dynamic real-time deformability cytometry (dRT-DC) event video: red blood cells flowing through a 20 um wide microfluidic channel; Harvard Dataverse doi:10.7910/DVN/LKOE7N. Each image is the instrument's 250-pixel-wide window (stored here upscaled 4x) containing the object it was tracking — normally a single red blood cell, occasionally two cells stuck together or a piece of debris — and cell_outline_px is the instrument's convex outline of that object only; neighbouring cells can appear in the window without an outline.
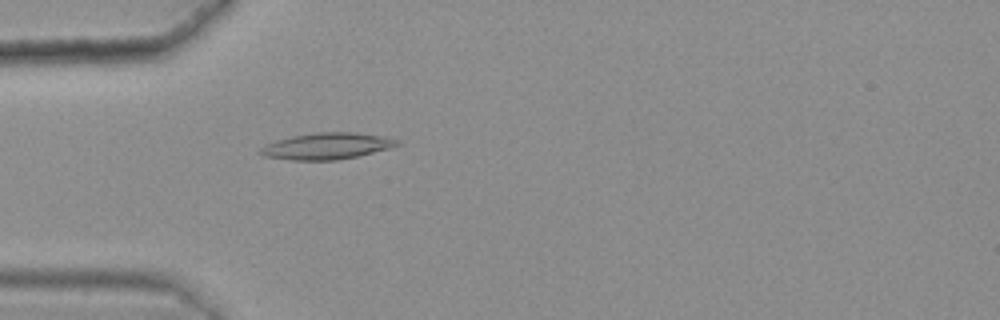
{"species": "common noctule bat (a hibernating species)", "species_latin": "Nyctalus noctula", "temperature_condition": "warm", "stored_images_in_passage": 39, "camera_frame_rate_fps": 3000, "um_per_image_px": 0.085, "animal": {"sex": "female", "body_mass_g": 25.1}, "frame": {"image": 1, "passage_image": 6, "time_ms": 1.667, "image_size_px": [1000, 320], "cell_outline_px": [[400, 144], [388, 148], [356, 156], [336, 160], [292, 160], [264, 156], [256, 152], [260, 148], [276, 140], [292, 136], [316, 132], [356, 132], [380, 136], [400, 140]], "centroid_in_image_um": [27.74, 12.41], "position_along_channel_um": 57.3, "area_um2": 20.87}}
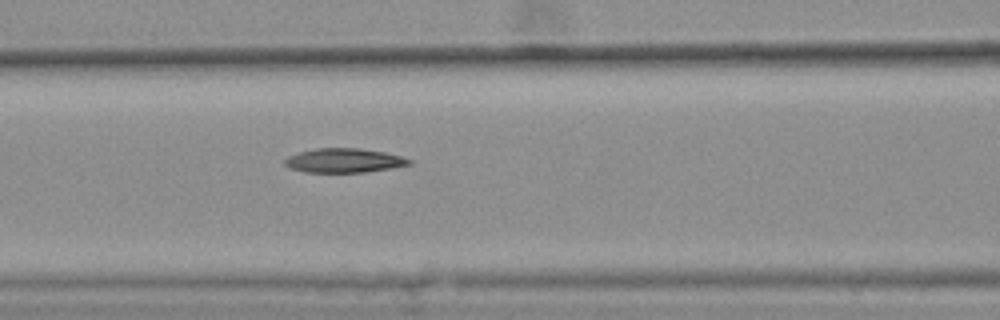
{"frame": {"image": 2, "passage_image": 13, "time_ms": 4.0, "image_size_px": [1000, 320], "cell_outline_px": [[412, 164], [392, 168], [364, 172], [304, 172], [292, 168], [284, 164], [284, 160], [288, 156], [300, 152], [316, 148], [360, 148], [384, 152], [400, 156], [412, 160]], "centroid_in_image_um": [29.25, 13.64], "position_along_channel_um": 137.3, "area_um2": 17.46}}
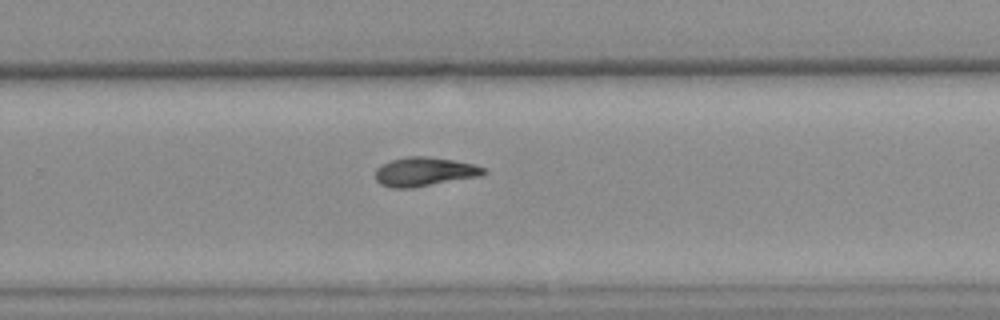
{"frame": {"image": 3, "passage_image": 26, "time_ms": 8.333, "image_size_px": [1000, 320], "cell_outline_px": [[488, 172], [480, 176], [412, 188], [392, 188], [380, 184], [376, 180], [376, 168], [380, 164], [392, 160], [408, 156], [424, 156], [452, 160], [476, 164], [484, 168]], "centroid_in_image_um": [36.07, 14.6], "position_along_channel_um": 293.7, "area_um2": 18.32}, "authors_computed_cell_mechanics": {"area_um2": 17.918, "velocity_mm_per_s": 3.6177, "shape_relaxation_time_tau1_ms": null, "shape_relaxation_time_tau2_ms": 7.5459, "deformation_change_tau1": null, "deformation_change_tau2": 0.1453}}